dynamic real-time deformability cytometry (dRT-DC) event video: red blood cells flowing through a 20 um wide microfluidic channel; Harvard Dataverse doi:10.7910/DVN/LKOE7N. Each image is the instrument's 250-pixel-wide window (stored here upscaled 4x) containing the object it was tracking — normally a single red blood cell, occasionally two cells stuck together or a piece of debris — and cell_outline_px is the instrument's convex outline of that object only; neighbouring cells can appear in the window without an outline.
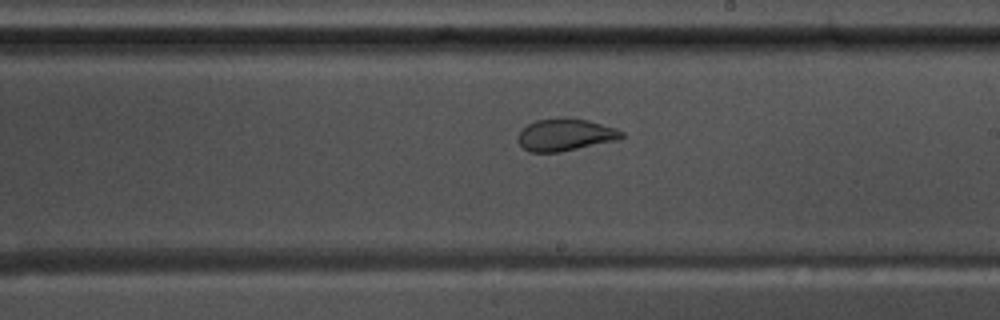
{"species": "common noctule bat (a hibernating species)", "species_latin": "Nyctalus noctula", "temperature_condition": "warm", "stored_images_in_passage": 57, "camera_frame_rate_fps": 3000, "um_per_image_px": 0.085, "animal": {"sex": "male", "body_mass_g": 17.5, "forearm_length_mm": 52.3}, "frame": {"image": 1, "passage_image": 33, "time_ms": 10.667, "image_size_px": [1000, 320], "cell_outline_px": [[624, 136], [616, 140], [560, 152], [528, 152], [516, 140], [516, 136], [528, 124], [536, 120], [560, 116], [564, 116], [588, 120], [616, 128], [624, 132]], "centroid_in_image_um": [48.02, 11.44], "position_along_channel_um": 241.0, "area_um2": 19.65}}
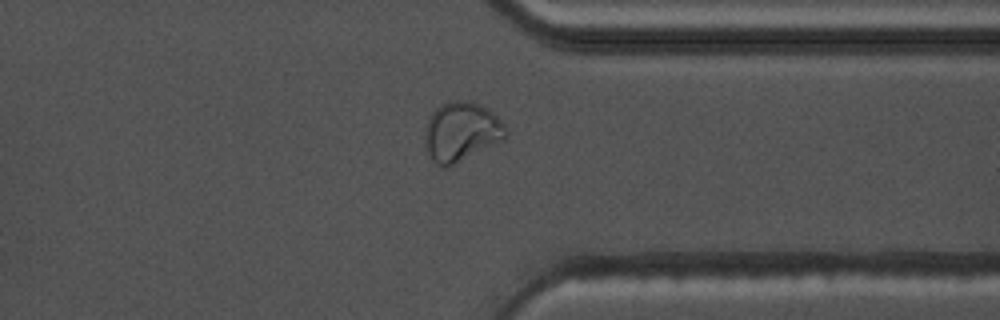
{"frame": {"image": 2, "passage_image": 44, "time_ms": 14.333, "image_size_px": [1000, 320], "cell_outline_px": [[508, 132], [504, 140], [448, 168], [436, 164], [432, 160], [424, 144], [424, 132], [428, 120], [432, 112], [436, 108], [448, 100], [468, 100], [480, 104], [488, 108], [504, 124]], "centroid_in_image_um": [39.21, 11.2], "position_along_channel_um": 372.2, "area_um2": 28.38}}
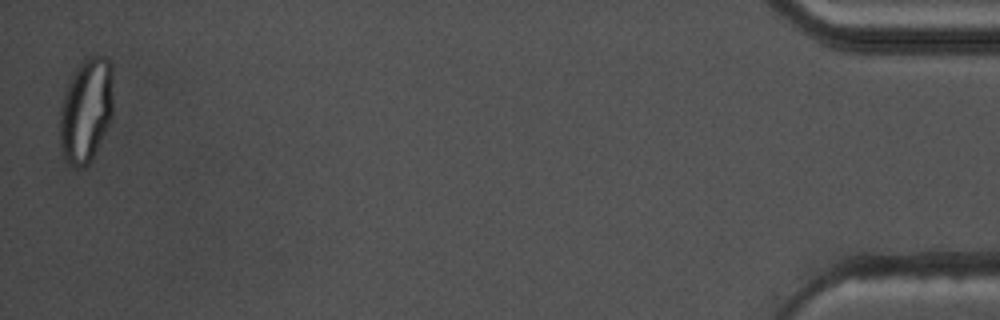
{"frame": {"image": 3, "passage_image": 56, "time_ms": 18.333, "image_size_px": [1000, 320], "cell_outline_px": [[112, 116], [92, 160], [88, 164], [80, 168], [76, 168], [68, 164], [64, 160], [60, 148], [60, 108], [68, 84], [76, 68], [84, 60], [92, 56], [104, 56], [112, 64]], "centroid_in_image_um": [7.31, 9.42], "position_along_channel_um": 427.9, "area_um2": 32.48}}